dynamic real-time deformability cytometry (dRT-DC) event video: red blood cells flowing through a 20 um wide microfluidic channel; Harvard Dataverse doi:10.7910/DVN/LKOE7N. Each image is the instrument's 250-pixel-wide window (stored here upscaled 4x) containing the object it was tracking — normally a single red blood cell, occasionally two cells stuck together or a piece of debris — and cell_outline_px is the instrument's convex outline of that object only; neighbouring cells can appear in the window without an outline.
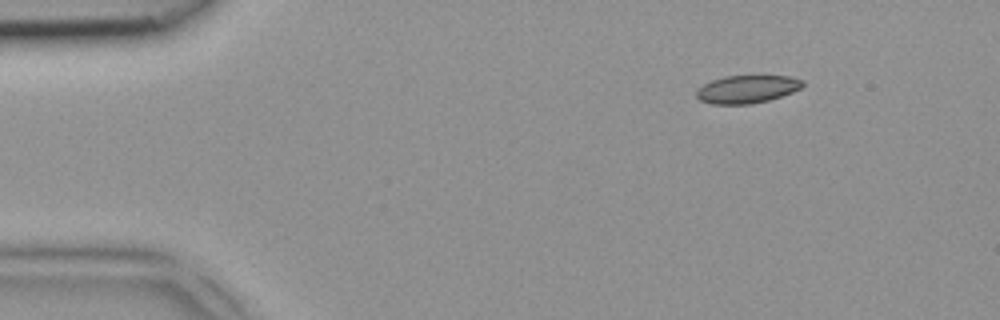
{"species": "common noctule bat (a hibernating species)", "species_latin": "Nyctalus noctula", "temperature_condition": "room temperature", "stored_images_in_passage": 3, "camera_frame_rate_fps": 3000, "um_per_image_px": 0.085, "animal": {"sex": "female", "body_mass_g": 18.4}, "frame": {"image": 1, "passage_image": 1, "time_ms": 0.0, "image_size_px": [1000, 320], "cell_outline_px": [[804, 84], [800, 88], [792, 92], [768, 100], [752, 104], [712, 104], [700, 100], [696, 96], [696, 88], [712, 80], [724, 76], [788, 76], [804, 80]], "centroid_in_image_um": [63.47, 7.58], "position_along_channel_um": 21.5, "area_um2": 17.22}}
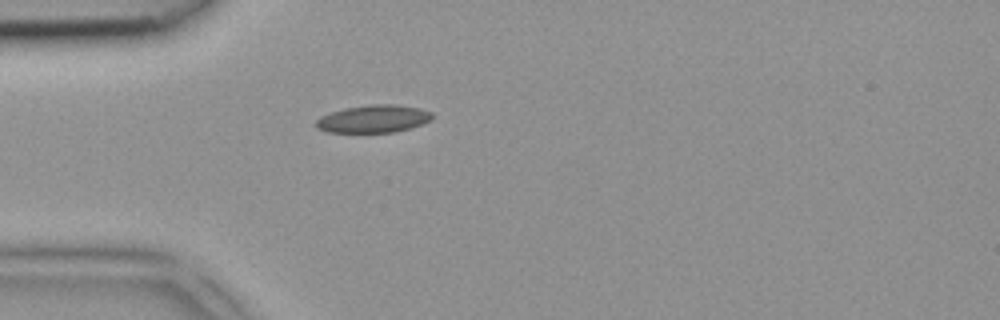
{"frame": {"image": 2, "passage_image": 3, "time_ms": 0.667, "image_size_px": [1000, 320], "cell_outline_px": [[432, 120], [412, 128], [396, 132], [328, 132], [316, 128], [316, 120], [320, 116], [344, 108], [372, 104], [396, 104], [420, 108], [432, 112]], "centroid_in_image_um": [31.77, 10.1], "position_along_channel_um": 53.2, "area_um2": 18.84}}